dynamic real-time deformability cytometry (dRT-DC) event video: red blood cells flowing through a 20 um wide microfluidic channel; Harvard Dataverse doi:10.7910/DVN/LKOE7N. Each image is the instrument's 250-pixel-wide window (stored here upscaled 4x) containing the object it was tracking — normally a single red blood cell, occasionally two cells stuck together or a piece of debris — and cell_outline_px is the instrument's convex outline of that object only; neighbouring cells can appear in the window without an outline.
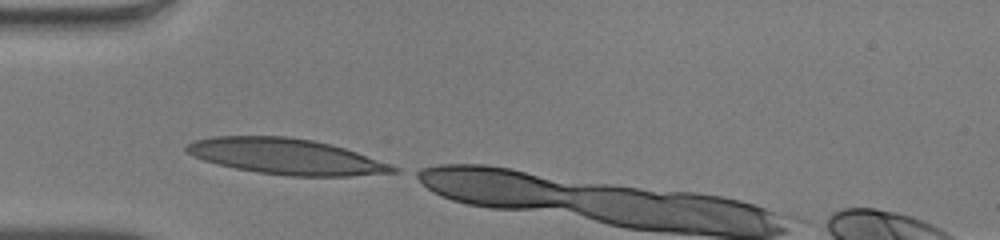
{"species": "human", "species_latin": "Homo sapiens", "temperature_condition": "warm", "stored_images_in_passage": 4, "camera_frame_rate_fps": 3000, "um_per_image_px": 0.085, "donor": {"sex": "male"}, "frame": {"image": 1, "passage_image": 1, "time_ms": 0.0, "image_size_px": [1000, 240], "cell_outline_px": [[400, 172], [348, 176], [288, 176], [260, 172], [236, 168], [204, 160], [192, 156], [184, 148], [192, 140], [212, 136], [288, 136], [312, 140], [332, 144], [392, 164], [400, 168]], "centroid_in_image_um": [24.34, 13.29], "position_along_channel_um": 60.7, "area_um2": 43.0}}